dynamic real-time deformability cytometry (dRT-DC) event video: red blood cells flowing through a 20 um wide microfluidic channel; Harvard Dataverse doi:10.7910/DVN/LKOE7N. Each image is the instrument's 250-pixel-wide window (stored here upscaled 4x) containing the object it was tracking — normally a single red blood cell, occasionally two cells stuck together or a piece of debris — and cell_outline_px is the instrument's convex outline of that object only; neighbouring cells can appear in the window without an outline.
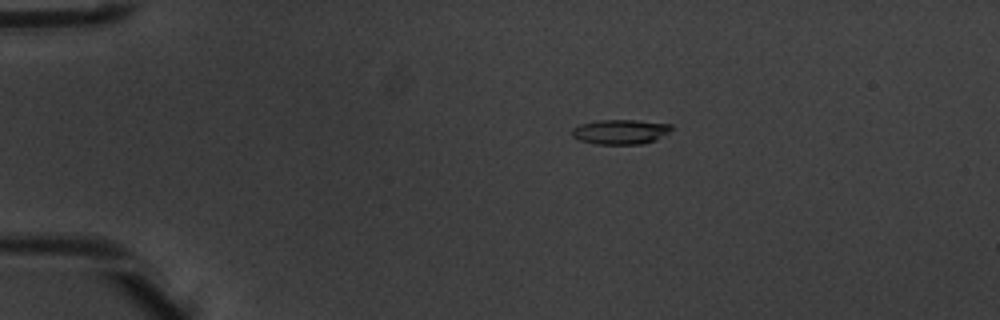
{"species": "common noctule bat (a hibernating species)", "species_latin": "Nyctalus noctula", "temperature_condition": "warm", "stored_images_in_passage": 4, "camera_frame_rate_fps": 3000, "um_per_image_px": 0.085, "animal": {"sex": "male", "body_mass_g": 20.1, "forearm_length_mm": 53.5}, "frame": {"image": 1, "passage_image": 3, "time_ms": 0.667, "image_size_px": [1000, 320], "cell_outline_px": [[672, 128], [668, 132], [656, 140], [640, 144], [596, 144], [580, 140], [572, 136], [572, 128], [580, 124], [596, 120], [636, 120], [672, 124]], "centroid_in_image_um": [52.72, 11.19], "position_along_channel_um": 32.3, "area_um2": 14.33}}